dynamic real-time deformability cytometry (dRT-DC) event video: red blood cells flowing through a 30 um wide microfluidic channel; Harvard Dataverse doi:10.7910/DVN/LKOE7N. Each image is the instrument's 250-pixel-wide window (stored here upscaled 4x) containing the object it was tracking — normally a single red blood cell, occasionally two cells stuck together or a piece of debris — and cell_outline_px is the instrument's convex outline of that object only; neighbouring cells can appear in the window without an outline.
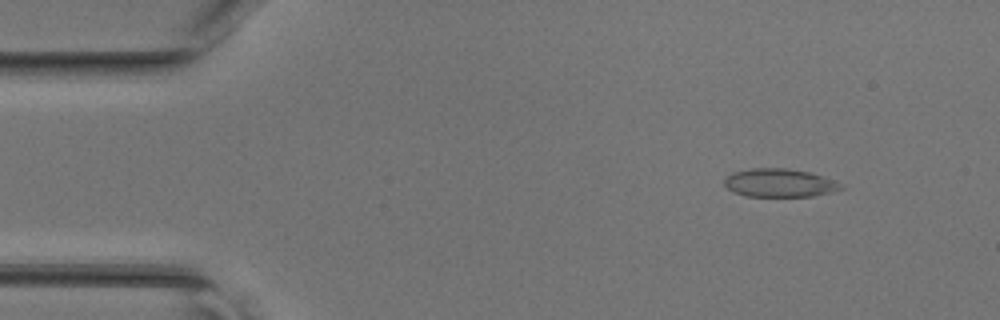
{"species": "common noctule bat (a hibernating species)", "species_latin": "Nyctalus noctula", "temperature_condition": "room temperature", "stored_images_in_passage": 48, "segment_of_instrument_passage": [1, 2], "camera_frame_rate_fps": 3000, "um_per_image_px": 0.085, "animal": {"sex": "female", "body_mass_g": 17.0, "forearm_length_mm": 48.0}, "frame": {"image": 1, "passage_image": 6, "time_ms": 1.667, "image_size_px": [1000, 320], "cell_outline_px": [[844, 188], [832, 192], [812, 196], [748, 196], [732, 192], [724, 184], [724, 180], [732, 172], [752, 168], [784, 168], [808, 172], [832, 180]], "centroid_in_image_um": [66.2, 15.55], "position_along_channel_um": 18.8, "area_um2": 18.9}}
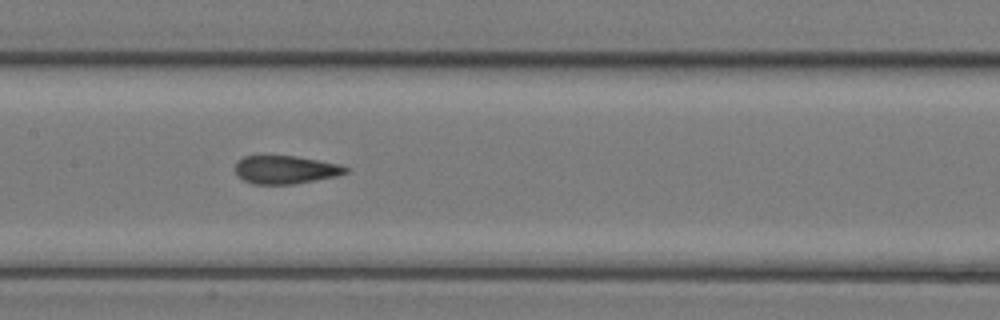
{"frame": {"image": 2, "passage_image": 23, "time_ms": 7.333, "image_size_px": [1000, 320], "cell_outline_px": [[352, 168], [348, 172], [336, 176], [292, 184], [252, 184], [236, 176], [236, 160], [244, 156], [296, 156], [340, 164]], "centroid_in_image_um": [24.27, 14.42], "position_along_channel_um": 183.1, "area_um2": 18.21}}
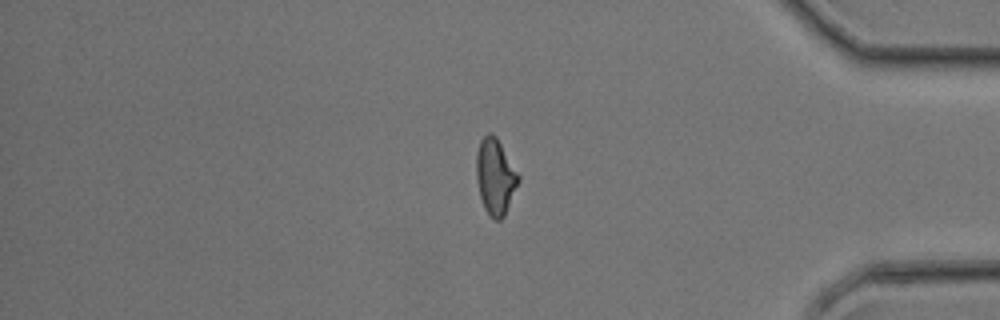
{"frame": {"image": 3, "passage_image": 39, "time_ms": 12.667, "image_size_px": [1000, 320], "cell_outline_px": [[520, 180], [504, 216], [500, 220], [496, 220], [484, 208], [480, 196], [476, 176], [476, 152], [480, 140], [488, 132], [492, 132], [496, 136], [520, 176]], "centroid_in_image_um": [42.09, 14.98], "position_along_channel_um": 393.1, "area_um2": 18.5}}